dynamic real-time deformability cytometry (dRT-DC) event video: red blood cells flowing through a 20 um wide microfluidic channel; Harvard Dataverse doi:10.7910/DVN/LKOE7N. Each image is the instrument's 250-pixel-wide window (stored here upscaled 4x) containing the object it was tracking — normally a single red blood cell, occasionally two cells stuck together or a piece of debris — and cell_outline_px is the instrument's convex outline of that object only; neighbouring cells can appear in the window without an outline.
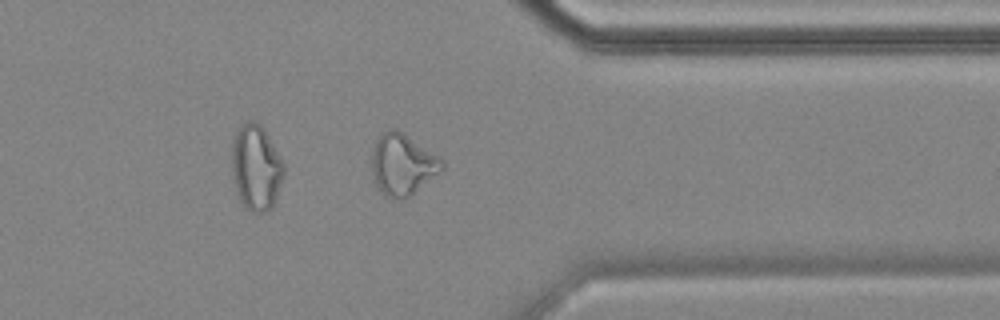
{"species": "common noctule bat (a hibernating species)", "species_latin": "Nyctalus noctula", "temperature_condition": "cold", "stored_images_in_passage": 43, "camera_frame_rate_fps": 3000, "um_per_image_px": 0.085, "animal": {"sex": "female", "body_mass_g": 18.4}, "frame": {"image": 1, "passage_image": 31, "time_ms": 10.0, "image_size_px": [1000, 320], "cell_outline_px": [[444, 168], [440, 172], [404, 200], [384, 196], [376, 188], [372, 172], [372, 148], [376, 140], [388, 128], [396, 128], [440, 156], [444, 160]], "centroid_in_image_um": [34.21, 13.98], "position_along_channel_um": 377.2, "area_um2": 25.32}, "authors_computed_cell_mechanics": {"area_um2": 23.7558, "velocity_mm_per_s": 3.5335, "shape_relaxation_time_tau1_ms": null, "shape_relaxation_time_tau2_ms": 2.2243, "deformation_change_tau1": null, "deformation_change_tau2": 0.1124}}